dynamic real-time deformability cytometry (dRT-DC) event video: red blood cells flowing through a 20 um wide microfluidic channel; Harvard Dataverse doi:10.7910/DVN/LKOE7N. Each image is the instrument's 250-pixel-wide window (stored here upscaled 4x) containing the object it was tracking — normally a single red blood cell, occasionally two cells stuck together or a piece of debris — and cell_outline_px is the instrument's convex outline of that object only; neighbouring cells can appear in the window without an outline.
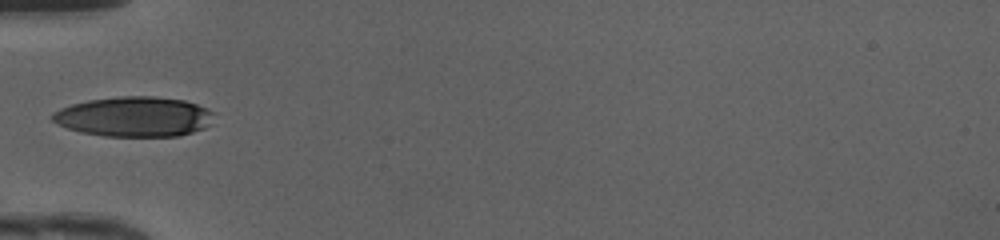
{"species": "human", "species_latin": "Homo sapiens", "temperature_condition": "cold", "stored_images_in_passage": 20, "camera_frame_rate_fps": 3000, "um_per_image_px": 0.085, "donor": {"sex": "female"}, "frame": {"image": 1, "passage_image": 1, "time_ms": 0.0, "image_size_px": [1000, 240], "cell_outline_px": [[216, 112], [208, 124], [204, 128], [180, 136], [104, 136], [80, 132], [56, 124], [52, 120], [52, 112], [60, 108], [72, 104], [88, 100], [120, 96], [156, 96], [184, 100], [208, 108]], "centroid_in_image_um": [11.4, 9.91], "position_along_channel_um": 73.6, "area_um2": 37.8}}
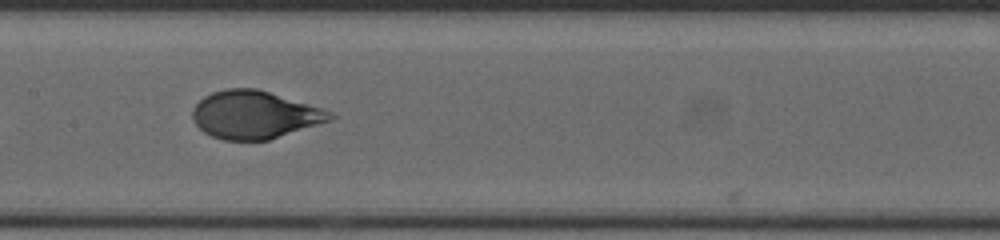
{"frame": {"image": 2, "passage_image": 9, "time_ms": 2.667, "image_size_px": [1000, 240], "cell_outline_px": [[336, 116], [332, 120], [268, 140], [224, 140], [212, 136], [204, 132], [196, 124], [192, 116], [192, 112], [196, 104], [204, 96], [212, 92], [228, 88], [256, 88], [308, 104], [332, 112]], "centroid_in_image_um": [21.63, 9.76], "position_along_channel_um": 185.8, "area_um2": 37.97}}
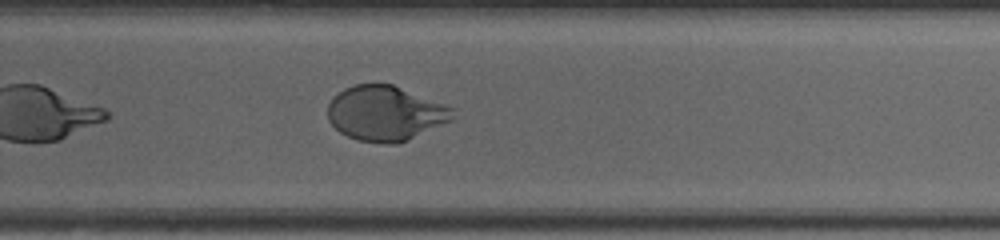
{"frame": {"image": 3, "passage_image": 17, "time_ms": 5.333, "image_size_px": [1000, 240], "cell_outline_px": [[456, 108], [452, 120], [408, 140], [396, 144], [388, 144], [356, 140], [340, 132], [328, 120], [328, 104], [332, 96], [344, 88], [356, 84], [392, 84]], "centroid_in_image_um": [32.76, 9.63], "position_along_channel_um": 297.0, "area_um2": 40.17}}